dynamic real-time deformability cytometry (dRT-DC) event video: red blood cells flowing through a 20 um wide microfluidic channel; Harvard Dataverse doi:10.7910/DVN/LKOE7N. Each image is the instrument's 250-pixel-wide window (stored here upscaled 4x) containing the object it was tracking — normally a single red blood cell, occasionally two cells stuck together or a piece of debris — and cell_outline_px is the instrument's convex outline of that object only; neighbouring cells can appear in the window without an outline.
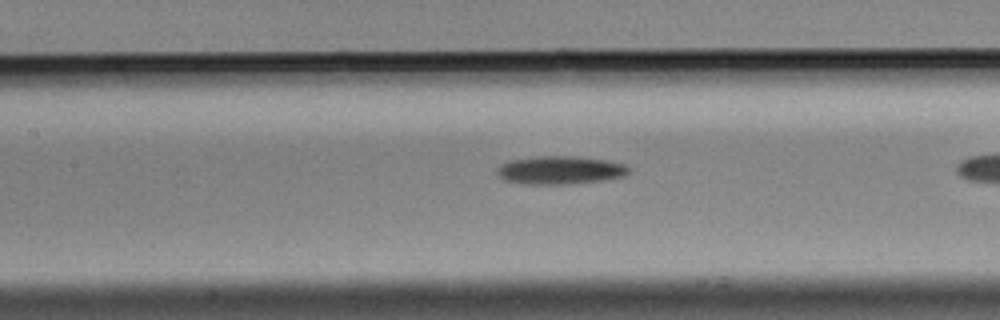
{"species": "Egyptian fruit bat (a non-hibernating species)", "species_latin": "Rousettus aegyptiacus", "temperature_condition": "cold", "stored_images_in_passage": 41, "camera_frame_rate_fps": 3000, "um_per_image_px": 0.085, "animal": {"sex": "male"}, "frame": {"image": 1, "passage_image": 22, "time_ms": 7.0, "image_size_px": [1000, 320], "cell_outline_px": [[628, 172], [624, 176], [600, 180], [560, 184], [528, 184], [504, 180], [496, 172], [496, 168], [500, 164], [512, 160], [536, 156], [580, 156], [604, 160], [624, 164], [628, 168]], "centroid_in_image_um": [47.56, 14.45], "position_along_channel_um": 159.8, "area_um2": 21.33}}
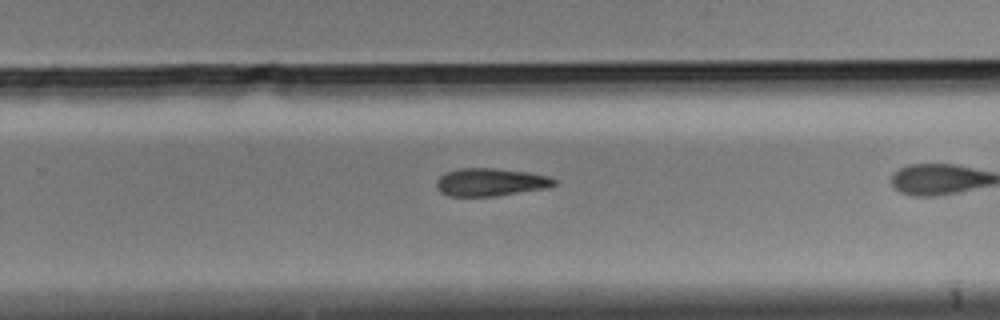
{"frame": {"image": 2, "passage_image": 33, "time_ms": 10.667, "image_size_px": [1000, 320], "cell_outline_px": [[556, 184], [548, 188], [496, 196], [448, 196], [440, 192], [436, 188], [436, 180], [440, 176], [448, 172], [460, 168], [496, 168], [528, 172], [548, 176], [556, 180]], "centroid_in_image_um": [41.69, 15.49], "position_along_channel_um": 288.1, "area_um2": 19.19}}
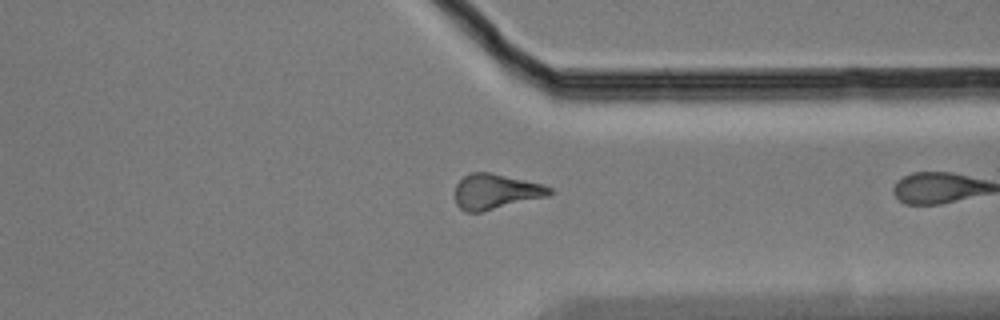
{"frame": {"image": 3, "passage_image": 40, "time_ms": 13.0, "image_size_px": [1000, 320], "cell_outline_px": [[556, 192], [548, 196], [480, 212], [464, 212], [456, 204], [456, 184], [464, 176], [472, 172], [488, 172], [544, 184], [552, 188]], "centroid_in_image_um": [42.16, 16.28], "position_along_channel_um": 369.2, "area_um2": 19.36}}